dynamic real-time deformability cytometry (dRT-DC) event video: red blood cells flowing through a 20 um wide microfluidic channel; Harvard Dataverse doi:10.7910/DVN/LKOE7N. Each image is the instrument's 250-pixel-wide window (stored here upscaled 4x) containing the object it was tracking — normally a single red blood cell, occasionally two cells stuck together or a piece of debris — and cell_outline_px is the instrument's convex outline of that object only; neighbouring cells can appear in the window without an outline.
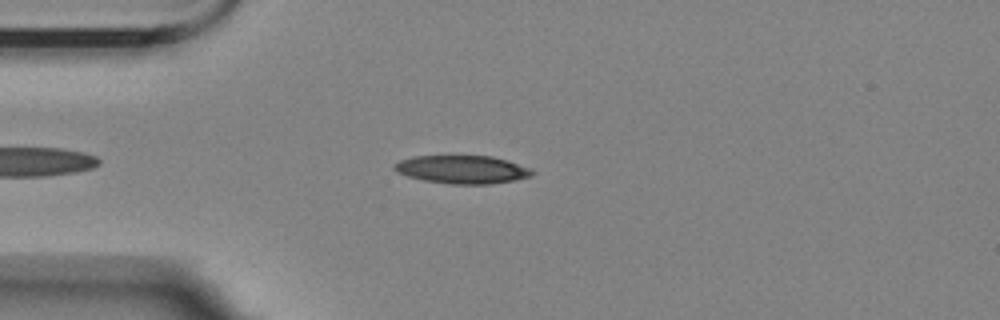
{"species": "Egyptian fruit bat (a non-hibernating species)", "species_latin": "Rousettus aegyptiacus", "temperature_condition": "room temperature", "stored_images_in_passage": 39, "camera_frame_rate_fps": 3000, "um_per_image_px": 0.085, "animal": {"sex": "female"}, "frame": {"image": 1, "passage_image": 7, "time_ms": 2.0, "image_size_px": [1000, 320], "cell_outline_px": [[536, 172], [532, 176], [492, 184], [452, 184], [424, 180], [408, 176], [396, 172], [392, 168], [392, 164], [400, 160], [412, 156], [492, 156], [508, 160], [532, 168]], "centroid_in_image_um": [39.3, 14.4], "position_along_channel_um": 45.7, "area_um2": 22.77}}
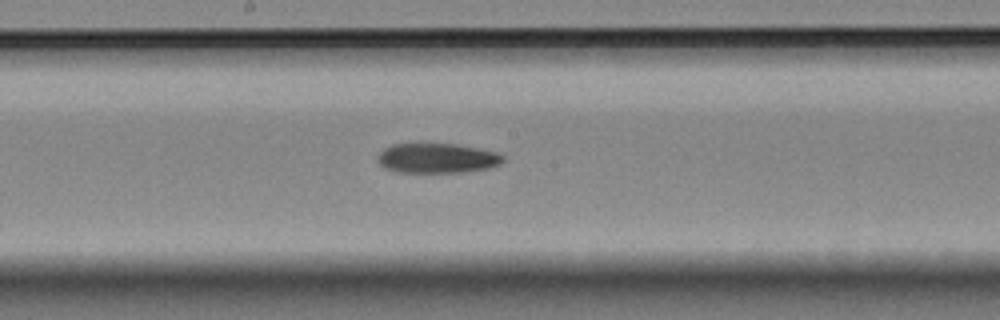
{"frame": {"image": 2, "passage_image": 22, "time_ms": 7.0, "image_size_px": [1000, 320], "cell_outline_px": [[504, 160], [500, 164], [492, 168], [464, 172], [396, 172], [384, 168], [376, 160], [376, 156], [384, 148], [392, 144], [456, 144], [496, 152], [504, 156]], "centroid_in_image_um": [37.14, 13.45], "position_along_channel_um": 211.1, "area_um2": 21.91}}
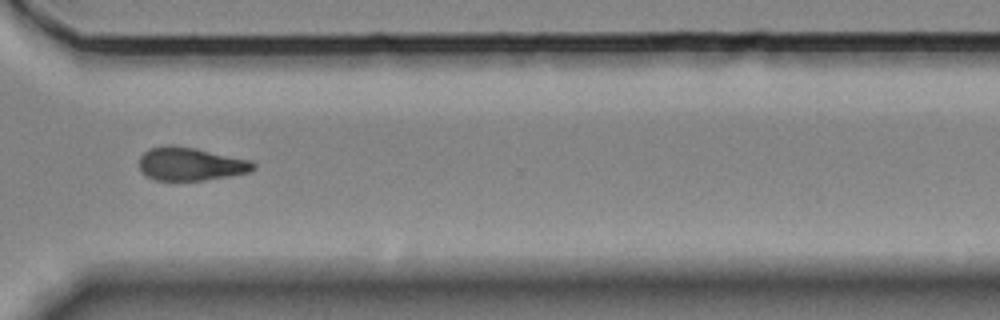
{"frame": {"image": 3, "passage_image": 34, "time_ms": 11.0, "image_size_px": [1000, 320], "cell_outline_px": [[256, 168], [252, 172], [232, 176], [204, 180], [156, 180], [144, 176], [140, 172], [140, 156], [148, 148], [168, 144], [172, 144], [196, 148], [252, 160], [256, 164]], "centroid_in_image_um": [16.22, 13.93], "position_along_channel_um": 354.4, "area_um2": 22.6}}